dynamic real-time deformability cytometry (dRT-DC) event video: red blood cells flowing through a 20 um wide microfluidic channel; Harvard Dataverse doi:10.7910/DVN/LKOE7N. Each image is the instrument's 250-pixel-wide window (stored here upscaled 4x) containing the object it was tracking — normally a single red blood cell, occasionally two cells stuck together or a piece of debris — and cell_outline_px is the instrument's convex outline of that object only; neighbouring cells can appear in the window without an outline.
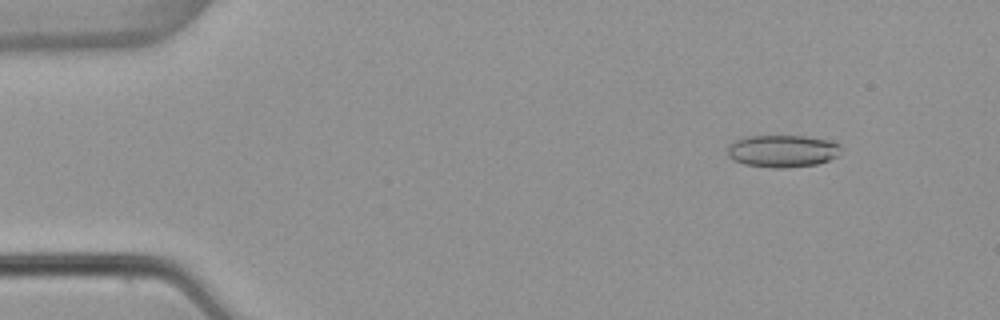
{"species": "common noctule bat (a hibernating species)", "species_latin": "Nyctalus noctula", "temperature_condition": "warm", "stored_images_in_passage": 53, "camera_frame_rate_fps": 3000, "um_per_image_px": 0.085, "animal": {"sex": "female", "body_mass_g": 22.7, "forearm_length_mm": 54.2}, "frame": {"image": 1, "passage_image": 6, "time_ms": 1.667, "image_size_px": [1000, 320], "cell_outline_px": [[840, 148], [836, 156], [828, 160], [816, 164], [784, 168], [772, 168], [744, 164], [732, 160], [728, 156], [728, 144], [732, 140], [748, 136], [808, 136], [832, 140], [840, 144]], "centroid_in_image_um": [66.47, 12.83], "position_along_channel_um": 18.5, "area_um2": 21.56}}
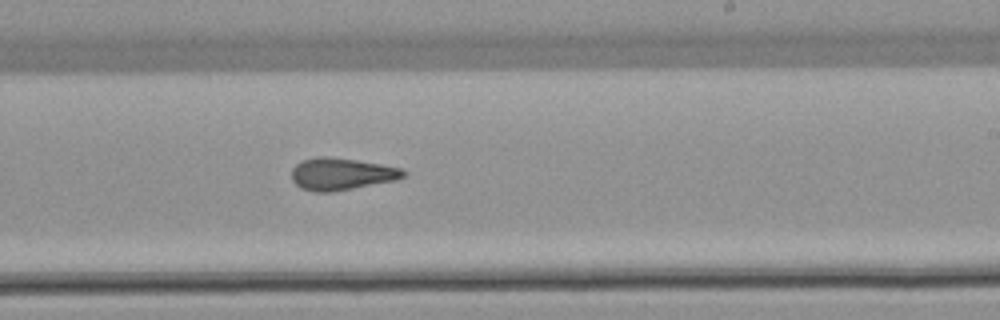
{"frame": {"image": 2, "passage_image": 32, "time_ms": 10.333, "image_size_px": [1000, 320], "cell_outline_px": [[408, 172], [404, 176], [396, 180], [332, 192], [316, 192], [300, 188], [292, 180], [292, 168], [300, 160], [320, 156], [328, 156], [356, 160], [404, 168]], "centroid_in_image_um": [29.02, 14.78], "position_along_channel_um": 260.0, "area_um2": 21.04}}
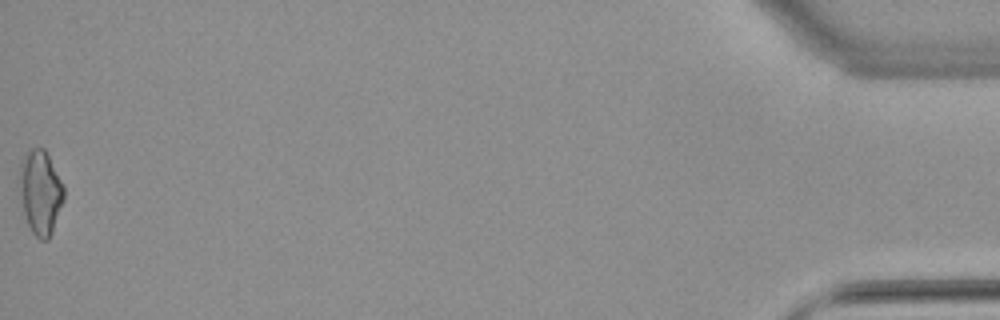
{"frame": {"image": 3, "passage_image": 53, "time_ms": 17.333, "image_size_px": [1000, 320], "cell_outline_px": [[64, 200], [52, 232], [48, 240], [40, 240], [32, 232], [28, 224], [20, 200], [16, 180], [16, 176], [20, 160], [24, 152], [32, 148], [44, 148], [64, 188]], "centroid_in_image_um": [3.36, 16.31], "position_along_channel_um": 431.8, "area_um2": 22.25}, "authors_computed_cell_mechanics": {"area_um2": 20.808, "velocity_mm_per_s": 3.8983, "shape_relaxation_time_tau1_ms": null, "shape_relaxation_time_tau2_ms": 2.8532, "deformation_change_tau1": null, "deformation_change_tau2": 0.1176}}